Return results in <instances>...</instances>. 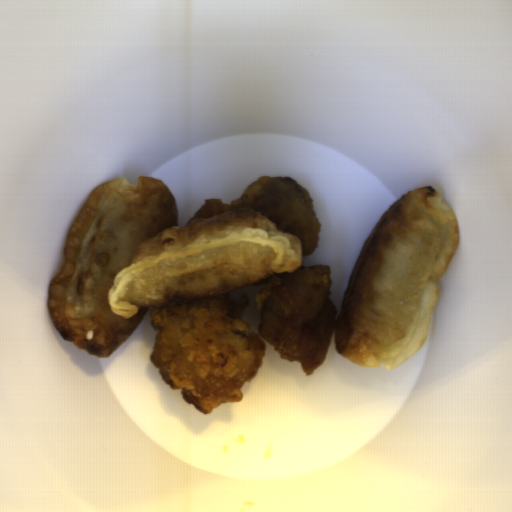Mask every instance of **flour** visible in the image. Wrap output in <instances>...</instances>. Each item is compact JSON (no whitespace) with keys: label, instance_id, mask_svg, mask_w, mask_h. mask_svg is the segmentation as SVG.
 Segmentation results:
<instances>
[{"label":"flour","instance_id":"c2a2500e","mask_svg":"<svg viewBox=\"0 0 512 512\" xmlns=\"http://www.w3.org/2000/svg\"><path fill=\"white\" fill-rule=\"evenodd\" d=\"M164 180L112 178L91 190L66 236L46 309L62 339L106 358L165 309L236 292L302 267L299 236L251 208L178 226Z\"/></svg>","mask_w":512,"mask_h":512},{"label":"flour","instance_id":"a7fe0414","mask_svg":"<svg viewBox=\"0 0 512 512\" xmlns=\"http://www.w3.org/2000/svg\"><path fill=\"white\" fill-rule=\"evenodd\" d=\"M435 187L391 204L363 242L337 316L335 351L362 369L395 370L425 343L459 245L458 219Z\"/></svg>","mask_w":512,"mask_h":512}]
</instances>
